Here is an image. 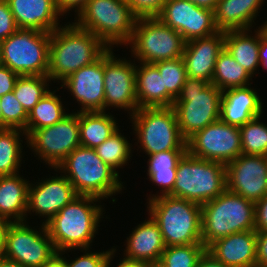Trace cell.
I'll return each mask as SVG.
<instances>
[{
	"mask_svg": "<svg viewBox=\"0 0 267 267\" xmlns=\"http://www.w3.org/2000/svg\"><path fill=\"white\" fill-rule=\"evenodd\" d=\"M64 25L50 36L48 78L59 83L78 69L94 63L109 49L75 22Z\"/></svg>",
	"mask_w": 267,
	"mask_h": 267,
	"instance_id": "cell-1",
	"label": "cell"
},
{
	"mask_svg": "<svg viewBox=\"0 0 267 267\" xmlns=\"http://www.w3.org/2000/svg\"><path fill=\"white\" fill-rule=\"evenodd\" d=\"M98 200L101 202L93 196L78 195L45 223L57 252L91 249L104 218L103 205H96Z\"/></svg>",
	"mask_w": 267,
	"mask_h": 267,
	"instance_id": "cell-2",
	"label": "cell"
},
{
	"mask_svg": "<svg viewBox=\"0 0 267 267\" xmlns=\"http://www.w3.org/2000/svg\"><path fill=\"white\" fill-rule=\"evenodd\" d=\"M54 170L64 173L77 195L104 200L124 189L118 171L103 162L93 148L78 146Z\"/></svg>",
	"mask_w": 267,
	"mask_h": 267,
	"instance_id": "cell-3",
	"label": "cell"
},
{
	"mask_svg": "<svg viewBox=\"0 0 267 267\" xmlns=\"http://www.w3.org/2000/svg\"><path fill=\"white\" fill-rule=\"evenodd\" d=\"M147 203V212L158 224L165 246L202 244L200 204L169 195Z\"/></svg>",
	"mask_w": 267,
	"mask_h": 267,
	"instance_id": "cell-4",
	"label": "cell"
},
{
	"mask_svg": "<svg viewBox=\"0 0 267 267\" xmlns=\"http://www.w3.org/2000/svg\"><path fill=\"white\" fill-rule=\"evenodd\" d=\"M201 237L207 248L233 233L255 230V203L225 190L201 205Z\"/></svg>",
	"mask_w": 267,
	"mask_h": 267,
	"instance_id": "cell-5",
	"label": "cell"
},
{
	"mask_svg": "<svg viewBox=\"0 0 267 267\" xmlns=\"http://www.w3.org/2000/svg\"><path fill=\"white\" fill-rule=\"evenodd\" d=\"M222 91L204 79L187 78L174 101L173 109L182 137L220 120Z\"/></svg>",
	"mask_w": 267,
	"mask_h": 267,
	"instance_id": "cell-6",
	"label": "cell"
},
{
	"mask_svg": "<svg viewBox=\"0 0 267 267\" xmlns=\"http://www.w3.org/2000/svg\"><path fill=\"white\" fill-rule=\"evenodd\" d=\"M76 16L74 22L98 37L108 48L126 46L137 19L125 0H89Z\"/></svg>",
	"mask_w": 267,
	"mask_h": 267,
	"instance_id": "cell-7",
	"label": "cell"
},
{
	"mask_svg": "<svg viewBox=\"0 0 267 267\" xmlns=\"http://www.w3.org/2000/svg\"><path fill=\"white\" fill-rule=\"evenodd\" d=\"M176 169L175 185L169 196L202 205L227 189L226 167L223 163L200 159L186 151Z\"/></svg>",
	"mask_w": 267,
	"mask_h": 267,
	"instance_id": "cell-8",
	"label": "cell"
},
{
	"mask_svg": "<svg viewBox=\"0 0 267 267\" xmlns=\"http://www.w3.org/2000/svg\"><path fill=\"white\" fill-rule=\"evenodd\" d=\"M137 142L148 156L168 151L186 150L173 107L139 108L130 116Z\"/></svg>",
	"mask_w": 267,
	"mask_h": 267,
	"instance_id": "cell-9",
	"label": "cell"
},
{
	"mask_svg": "<svg viewBox=\"0 0 267 267\" xmlns=\"http://www.w3.org/2000/svg\"><path fill=\"white\" fill-rule=\"evenodd\" d=\"M50 32L18 28L1 41L2 65L19 75L48 76Z\"/></svg>",
	"mask_w": 267,
	"mask_h": 267,
	"instance_id": "cell-10",
	"label": "cell"
},
{
	"mask_svg": "<svg viewBox=\"0 0 267 267\" xmlns=\"http://www.w3.org/2000/svg\"><path fill=\"white\" fill-rule=\"evenodd\" d=\"M185 43L181 34L157 17H141L136 19L126 47L130 46L131 56L137 61L154 64L182 57Z\"/></svg>",
	"mask_w": 267,
	"mask_h": 267,
	"instance_id": "cell-11",
	"label": "cell"
},
{
	"mask_svg": "<svg viewBox=\"0 0 267 267\" xmlns=\"http://www.w3.org/2000/svg\"><path fill=\"white\" fill-rule=\"evenodd\" d=\"M26 142L38 159L52 169L57 168L80 146L79 112L68 113L54 125L35 130Z\"/></svg>",
	"mask_w": 267,
	"mask_h": 267,
	"instance_id": "cell-12",
	"label": "cell"
},
{
	"mask_svg": "<svg viewBox=\"0 0 267 267\" xmlns=\"http://www.w3.org/2000/svg\"><path fill=\"white\" fill-rule=\"evenodd\" d=\"M26 222H10L5 235V258L26 267H41L57 251L45 224L37 231Z\"/></svg>",
	"mask_w": 267,
	"mask_h": 267,
	"instance_id": "cell-13",
	"label": "cell"
},
{
	"mask_svg": "<svg viewBox=\"0 0 267 267\" xmlns=\"http://www.w3.org/2000/svg\"><path fill=\"white\" fill-rule=\"evenodd\" d=\"M186 151L197 158L227 164L242 154L239 127L218 120L186 140Z\"/></svg>",
	"mask_w": 267,
	"mask_h": 267,
	"instance_id": "cell-14",
	"label": "cell"
},
{
	"mask_svg": "<svg viewBox=\"0 0 267 267\" xmlns=\"http://www.w3.org/2000/svg\"><path fill=\"white\" fill-rule=\"evenodd\" d=\"M113 53V48L104 53L105 111L114 107L128 111L131 116L138 110L135 59L133 63L126 58L115 57Z\"/></svg>",
	"mask_w": 267,
	"mask_h": 267,
	"instance_id": "cell-15",
	"label": "cell"
},
{
	"mask_svg": "<svg viewBox=\"0 0 267 267\" xmlns=\"http://www.w3.org/2000/svg\"><path fill=\"white\" fill-rule=\"evenodd\" d=\"M156 17L181 34L185 42L219 32L214 11L188 0H167Z\"/></svg>",
	"mask_w": 267,
	"mask_h": 267,
	"instance_id": "cell-16",
	"label": "cell"
},
{
	"mask_svg": "<svg viewBox=\"0 0 267 267\" xmlns=\"http://www.w3.org/2000/svg\"><path fill=\"white\" fill-rule=\"evenodd\" d=\"M225 167L227 190L253 203L267 194V156L241 154Z\"/></svg>",
	"mask_w": 267,
	"mask_h": 267,
	"instance_id": "cell-17",
	"label": "cell"
},
{
	"mask_svg": "<svg viewBox=\"0 0 267 267\" xmlns=\"http://www.w3.org/2000/svg\"><path fill=\"white\" fill-rule=\"evenodd\" d=\"M50 176L40 182L29 183L26 213L35 212L36 216L45 217L43 224L55 216L65 205L77 195L72 184L62 174ZM32 211V212H31Z\"/></svg>",
	"mask_w": 267,
	"mask_h": 267,
	"instance_id": "cell-18",
	"label": "cell"
},
{
	"mask_svg": "<svg viewBox=\"0 0 267 267\" xmlns=\"http://www.w3.org/2000/svg\"><path fill=\"white\" fill-rule=\"evenodd\" d=\"M81 106L78 112L105 111L104 54L61 82Z\"/></svg>",
	"mask_w": 267,
	"mask_h": 267,
	"instance_id": "cell-19",
	"label": "cell"
},
{
	"mask_svg": "<svg viewBox=\"0 0 267 267\" xmlns=\"http://www.w3.org/2000/svg\"><path fill=\"white\" fill-rule=\"evenodd\" d=\"M225 47V32L197 38L185 43L182 59L189 78L212 83L216 60Z\"/></svg>",
	"mask_w": 267,
	"mask_h": 267,
	"instance_id": "cell-20",
	"label": "cell"
},
{
	"mask_svg": "<svg viewBox=\"0 0 267 267\" xmlns=\"http://www.w3.org/2000/svg\"><path fill=\"white\" fill-rule=\"evenodd\" d=\"M255 230L230 234L211 243L206 251L227 267H256Z\"/></svg>",
	"mask_w": 267,
	"mask_h": 267,
	"instance_id": "cell-21",
	"label": "cell"
},
{
	"mask_svg": "<svg viewBox=\"0 0 267 267\" xmlns=\"http://www.w3.org/2000/svg\"><path fill=\"white\" fill-rule=\"evenodd\" d=\"M263 104L257 90L251 84L222 91L220 120L241 127L251 119L262 115Z\"/></svg>",
	"mask_w": 267,
	"mask_h": 267,
	"instance_id": "cell-22",
	"label": "cell"
},
{
	"mask_svg": "<svg viewBox=\"0 0 267 267\" xmlns=\"http://www.w3.org/2000/svg\"><path fill=\"white\" fill-rule=\"evenodd\" d=\"M18 28L52 33L63 16L55 0H7ZM60 16V17H59Z\"/></svg>",
	"mask_w": 267,
	"mask_h": 267,
	"instance_id": "cell-23",
	"label": "cell"
},
{
	"mask_svg": "<svg viewBox=\"0 0 267 267\" xmlns=\"http://www.w3.org/2000/svg\"><path fill=\"white\" fill-rule=\"evenodd\" d=\"M129 235L125 243V258L146 263L160 261L166 246L159 226L151 216L138 224Z\"/></svg>",
	"mask_w": 267,
	"mask_h": 267,
	"instance_id": "cell-24",
	"label": "cell"
},
{
	"mask_svg": "<svg viewBox=\"0 0 267 267\" xmlns=\"http://www.w3.org/2000/svg\"><path fill=\"white\" fill-rule=\"evenodd\" d=\"M136 64L135 81L138 109L144 107H172L175 99L164 87L163 77L154 64Z\"/></svg>",
	"mask_w": 267,
	"mask_h": 267,
	"instance_id": "cell-25",
	"label": "cell"
},
{
	"mask_svg": "<svg viewBox=\"0 0 267 267\" xmlns=\"http://www.w3.org/2000/svg\"><path fill=\"white\" fill-rule=\"evenodd\" d=\"M263 3L265 0H219L214 10L217 29L224 32L252 29Z\"/></svg>",
	"mask_w": 267,
	"mask_h": 267,
	"instance_id": "cell-26",
	"label": "cell"
},
{
	"mask_svg": "<svg viewBox=\"0 0 267 267\" xmlns=\"http://www.w3.org/2000/svg\"><path fill=\"white\" fill-rule=\"evenodd\" d=\"M29 182L19 173L0 176V218L26 221Z\"/></svg>",
	"mask_w": 267,
	"mask_h": 267,
	"instance_id": "cell-27",
	"label": "cell"
},
{
	"mask_svg": "<svg viewBox=\"0 0 267 267\" xmlns=\"http://www.w3.org/2000/svg\"><path fill=\"white\" fill-rule=\"evenodd\" d=\"M250 34V29L231 30L225 32V48L235 61L252 77L260 67L259 45L260 27ZM253 35V36H252Z\"/></svg>",
	"mask_w": 267,
	"mask_h": 267,
	"instance_id": "cell-28",
	"label": "cell"
},
{
	"mask_svg": "<svg viewBox=\"0 0 267 267\" xmlns=\"http://www.w3.org/2000/svg\"><path fill=\"white\" fill-rule=\"evenodd\" d=\"M116 118L106 111L79 112L80 145L96 148L119 129Z\"/></svg>",
	"mask_w": 267,
	"mask_h": 267,
	"instance_id": "cell-29",
	"label": "cell"
},
{
	"mask_svg": "<svg viewBox=\"0 0 267 267\" xmlns=\"http://www.w3.org/2000/svg\"><path fill=\"white\" fill-rule=\"evenodd\" d=\"M56 91L57 90H50L28 114V137L35 130L54 125L68 114V112L65 111L66 108L63 106L61 97L55 94Z\"/></svg>",
	"mask_w": 267,
	"mask_h": 267,
	"instance_id": "cell-30",
	"label": "cell"
},
{
	"mask_svg": "<svg viewBox=\"0 0 267 267\" xmlns=\"http://www.w3.org/2000/svg\"><path fill=\"white\" fill-rule=\"evenodd\" d=\"M26 132L17 128L0 129V176L19 173L22 164L23 139ZM22 142V143H21Z\"/></svg>",
	"mask_w": 267,
	"mask_h": 267,
	"instance_id": "cell-31",
	"label": "cell"
},
{
	"mask_svg": "<svg viewBox=\"0 0 267 267\" xmlns=\"http://www.w3.org/2000/svg\"><path fill=\"white\" fill-rule=\"evenodd\" d=\"M250 80L252 81V76L235 61L224 47L216 60L212 84L224 91L230 88L250 85L252 84Z\"/></svg>",
	"mask_w": 267,
	"mask_h": 267,
	"instance_id": "cell-32",
	"label": "cell"
},
{
	"mask_svg": "<svg viewBox=\"0 0 267 267\" xmlns=\"http://www.w3.org/2000/svg\"><path fill=\"white\" fill-rule=\"evenodd\" d=\"M51 80L48 76L20 75L14 87L16 99L29 114L33 107L46 95Z\"/></svg>",
	"mask_w": 267,
	"mask_h": 267,
	"instance_id": "cell-33",
	"label": "cell"
},
{
	"mask_svg": "<svg viewBox=\"0 0 267 267\" xmlns=\"http://www.w3.org/2000/svg\"><path fill=\"white\" fill-rule=\"evenodd\" d=\"M131 145L129 140L118 129L94 149L103 162L116 171L118 168H123L125 164L127 165L131 159L133 151Z\"/></svg>",
	"mask_w": 267,
	"mask_h": 267,
	"instance_id": "cell-34",
	"label": "cell"
},
{
	"mask_svg": "<svg viewBox=\"0 0 267 267\" xmlns=\"http://www.w3.org/2000/svg\"><path fill=\"white\" fill-rule=\"evenodd\" d=\"M259 115L239 127L242 154L267 156V124L260 122Z\"/></svg>",
	"mask_w": 267,
	"mask_h": 267,
	"instance_id": "cell-35",
	"label": "cell"
},
{
	"mask_svg": "<svg viewBox=\"0 0 267 267\" xmlns=\"http://www.w3.org/2000/svg\"><path fill=\"white\" fill-rule=\"evenodd\" d=\"M205 251L203 244L166 246L159 262L163 267H196Z\"/></svg>",
	"mask_w": 267,
	"mask_h": 267,
	"instance_id": "cell-36",
	"label": "cell"
},
{
	"mask_svg": "<svg viewBox=\"0 0 267 267\" xmlns=\"http://www.w3.org/2000/svg\"><path fill=\"white\" fill-rule=\"evenodd\" d=\"M163 77L164 87L176 99L188 78L182 57L154 63Z\"/></svg>",
	"mask_w": 267,
	"mask_h": 267,
	"instance_id": "cell-37",
	"label": "cell"
},
{
	"mask_svg": "<svg viewBox=\"0 0 267 267\" xmlns=\"http://www.w3.org/2000/svg\"><path fill=\"white\" fill-rule=\"evenodd\" d=\"M2 113V129L17 128L24 130L27 135L28 113L16 99L14 92L0 97Z\"/></svg>",
	"mask_w": 267,
	"mask_h": 267,
	"instance_id": "cell-38",
	"label": "cell"
},
{
	"mask_svg": "<svg viewBox=\"0 0 267 267\" xmlns=\"http://www.w3.org/2000/svg\"><path fill=\"white\" fill-rule=\"evenodd\" d=\"M114 248L102 252H90V249H78L84 254L75 258V260H67V267H109L115 256L116 249ZM89 250V251H88ZM87 251V252H86ZM70 261V262H69Z\"/></svg>",
	"mask_w": 267,
	"mask_h": 267,
	"instance_id": "cell-39",
	"label": "cell"
},
{
	"mask_svg": "<svg viewBox=\"0 0 267 267\" xmlns=\"http://www.w3.org/2000/svg\"><path fill=\"white\" fill-rule=\"evenodd\" d=\"M186 150H168L148 156L147 172L170 171L177 168V163Z\"/></svg>",
	"mask_w": 267,
	"mask_h": 267,
	"instance_id": "cell-40",
	"label": "cell"
},
{
	"mask_svg": "<svg viewBox=\"0 0 267 267\" xmlns=\"http://www.w3.org/2000/svg\"><path fill=\"white\" fill-rule=\"evenodd\" d=\"M147 176L149 180L152 181L151 183H154L162 188L159 195L156 193V195L152 194V196L150 195V197L147 198V200H151L157 196L169 195L172 192L177 176V169L170 168V171L147 172Z\"/></svg>",
	"mask_w": 267,
	"mask_h": 267,
	"instance_id": "cell-41",
	"label": "cell"
},
{
	"mask_svg": "<svg viewBox=\"0 0 267 267\" xmlns=\"http://www.w3.org/2000/svg\"><path fill=\"white\" fill-rule=\"evenodd\" d=\"M137 18L156 17L167 0H125Z\"/></svg>",
	"mask_w": 267,
	"mask_h": 267,
	"instance_id": "cell-42",
	"label": "cell"
},
{
	"mask_svg": "<svg viewBox=\"0 0 267 267\" xmlns=\"http://www.w3.org/2000/svg\"><path fill=\"white\" fill-rule=\"evenodd\" d=\"M17 29L7 0H0V42L15 33Z\"/></svg>",
	"mask_w": 267,
	"mask_h": 267,
	"instance_id": "cell-43",
	"label": "cell"
},
{
	"mask_svg": "<svg viewBox=\"0 0 267 267\" xmlns=\"http://www.w3.org/2000/svg\"><path fill=\"white\" fill-rule=\"evenodd\" d=\"M19 76V74L10 70L8 67L0 66V97L14 90Z\"/></svg>",
	"mask_w": 267,
	"mask_h": 267,
	"instance_id": "cell-44",
	"label": "cell"
},
{
	"mask_svg": "<svg viewBox=\"0 0 267 267\" xmlns=\"http://www.w3.org/2000/svg\"><path fill=\"white\" fill-rule=\"evenodd\" d=\"M267 230V194L255 203V231Z\"/></svg>",
	"mask_w": 267,
	"mask_h": 267,
	"instance_id": "cell-45",
	"label": "cell"
},
{
	"mask_svg": "<svg viewBox=\"0 0 267 267\" xmlns=\"http://www.w3.org/2000/svg\"><path fill=\"white\" fill-rule=\"evenodd\" d=\"M256 267H267V230L256 232Z\"/></svg>",
	"mask_w": 267,
	"mask_h": 267,
	"instance_id": "cell-46",
	"label": "cell"
},
{
	"mask_svg": "<svg viewBox=\"0 0 267 267\" xmlns=\"http://www.w3.org/2000/svg\"><path fill=\"white\" fill-rule=\"evenodd\" d=\"M89 0H55L57 9L64 16L66 13H70L73 9L74 12L78 15V13L85 7ZM69 11V12H68Z\"/></svg>",
	"mask_w": 267,
	"mask_h": 267,
	"instance_id": "cell-47",
	"label": "cell"
},
{
	"mask_svg": "<svg viewBox=\"0 0 267 267\" xmlns=\"http://www.w3.org/2000/svg\"><path fill=\"white\" fill-rule=\"evenodd\" d=\"M196 267H227L222 262L216 260L207 251L200 257Z\"/></svg>",
	"mask_w": 267,
	"mask_h": 267,
	"instance_id": "cell-48",
	"label": "cell"
},
{
	"mask_svg": "<svg viewBox=\"0 0 267 267\" xmlns=\"http://www.w3.org/2000/svg\"><path fill=\"white\" fill-rule=\"evenodd\" d=\"M259 61L260 65L267 71V36L260 28V45H259Z\"/></svg>",
	"mask_w": 267,
	"mask_h": 267,
	"instance_id": "cell-49",
	"label": "cell"
},
{
	"mask_svg": "<svg viewBox=\"0 0 267 267\" xmlns=\"http://www.w3.org/2000/svg\"><path fill=\"white\" fill-rule=\"evenodd\" d=\"M66 252H56L47 262H45L41 267H67L66 257L62 256Z\"/></svg>",
	"mask_w": 267,
	"mask_h": 267,
	"instance_id": "cell-50",
	"label": "cell"
},
{
	"mask_svg": "<svg viewBox=\"0 0 267 267\" xmlns=\"http://www.w3.org/2000/svg\"><path fill=\"white\" fill-rule=\"evenodd\" d=\"M10 221L0 218V259L5 257V235Z\"/></svg>",
	"mask_w": 267,
	"mask_h": 267,
	"instance_id": "cell-51",
	"label": "cell"
},
{
	"mask_svg": "<svg viewBox=\"0 0 267 267\" xmlns=\"http://www.w3.org/2000/svg\"><path fill=\"white\" fill-rule=\"evenodd\" d=\"M188 1L192 2L196 6L214 11L219 0H188Z\"/></svg>",
	"mask_w": 267,
	"mask_h": 267,
	"instance_id": "cell-52",
	"label": "cell"
},
{
	"mask_svg": "<svg viewBox=\"0 0 267 267\" xmlns=\"http://www.w3.org/2000/svg\"><path fill=\"white\" fill-rule=\"evenodd\" d=\"M117 267H145V262L131 260L124 257L120 260L119 264H117Z\"/></svg>",
	"mask_w": 267,
	"mask_h": 267,
	"instance_id": "cell-53",
	"label": "cell"
},
{
	"mask_svg": "<svg viewBox=\"0 0 267 267\" xmlns=\"http://www.w3.org/2000/svg\"><path fill=\"white\" fill-rule=\"evenodd\" d=\"M0 267H26V266H23L22 264H20L16 261L9 260V259L4 257V258L0 259Z\"/></svg>",
	"mask_w": 267,
	"mask_h": 267,
	"instance_id": "cell-54",
	"label": "cell"
},
{
	"mask_svg": "<svg viewBox=\"0 0 267 267\" xmlns=\"http://www.w3.org/2000/svg\"><path fill=\"white\" fill-rule=\"evenodd\" d=\"M145 267H163V265L160 262H145Z\"/></svg>",
	"mask_w": 267,
	"mask_h": 267,
	"instance_id": "cell-55",
	"label": "cell"
},
{
	"mask_svg": "<svg viewBox=\"0 0 267 267\" xmlns=\"http://www.w3.org/2000/svg\"><path fill=\"white\" fill-rule=\"evenodd\" d=\"M263 33L267 36V21L264 22V24L262 26H259Z\"/></svg>",
	"mask_w": 267,
	"mask_h": 267,
	"instance_id": "cell-56",
	"label": "cell"
},
{
	"mask_svg": "<svg viewBox=\"0 0 267 267\" xmlns=\"http://www.w3.org/2000/svg\"><path fill=\"white\" fill-rule=\"evenodd\" d=\"M0 129H2V113H1V103H0Z\"/></svg>",
	"mask_w": 267,
	"mask_h": 267,
	"instance_id": "cell-57",
	"label": "cell"
},
{
	"mask_svg": "<svg viewBox=\"0 0 267 267\" xmlns=\"http://www.w3.org/2000/svg\"><path fill=\"white\" fill-rule=\"evenodd\" d=\"M2 65V51H1V42H0V66Z\"/></svg>",
	"mask_w": 267,
	"mask_h": 267,
	"instance_id": "cell-58",
	"label": "cell"
}]
</instances>
